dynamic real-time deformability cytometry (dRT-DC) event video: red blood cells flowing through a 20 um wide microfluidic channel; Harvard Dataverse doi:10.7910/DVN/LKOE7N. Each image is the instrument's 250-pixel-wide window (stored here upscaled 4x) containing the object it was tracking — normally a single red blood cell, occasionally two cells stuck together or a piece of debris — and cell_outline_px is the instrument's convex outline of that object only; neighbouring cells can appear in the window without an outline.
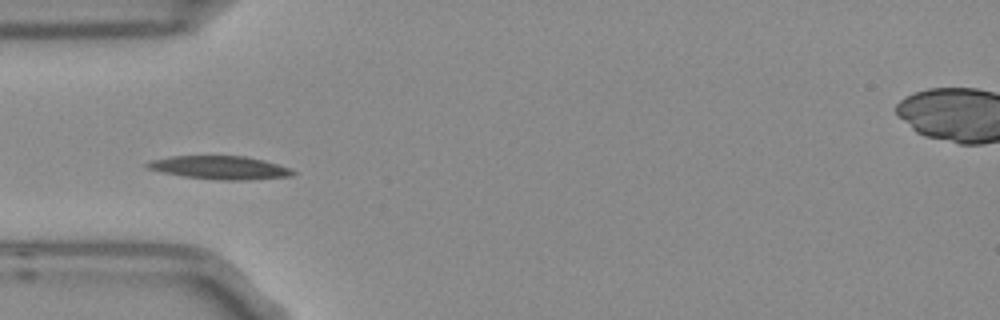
{"species": "Egyptian fruit bat (a non-hibernating species)", "species_latin": "Rousettus aegyptiacus", "temperature_condition": "room temperature", "stored_images_in_passage": 6, "camera_frame_rate_fps": 3000, "um_per_image_px": 0.085, "frame": {"image": 1, "passage_image": 5, "time_ms": 1.333, "image_size_px": [1000, 320], "cell_outline_px": [[296, 172], [292, 176], [244, 180], [220, 180], [184, 176], [160, 172], [148, 168], [144, 164], [148, 160], [168, 156], [244, 156], [264, 160], [292, 168]], "centroid_in_image_um": [18.67, 14.24], "position_along_channel_um": 66.3, "area_um2": 19.88}}
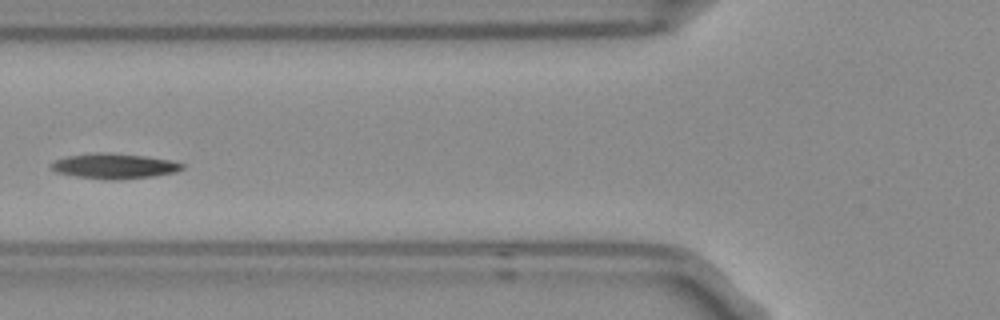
{"frame": {"image": 2, "passage_image": 6, "time_ms": 1.667, "image_size_px": [1000, 320], "cell_outline_px": [[184, 168], [176, 172], [152, 176], [120, 180], [104, 180], [76, 176], [56, 172], [48, 168], [48, 164], [56, 160], [68, 156], [144, 156], [172, 160], [184, 164]], "centroid_in_image_um": [9.74, 14.19], "position_along_channel_um": 116.1, "area_um2": 18.21}}